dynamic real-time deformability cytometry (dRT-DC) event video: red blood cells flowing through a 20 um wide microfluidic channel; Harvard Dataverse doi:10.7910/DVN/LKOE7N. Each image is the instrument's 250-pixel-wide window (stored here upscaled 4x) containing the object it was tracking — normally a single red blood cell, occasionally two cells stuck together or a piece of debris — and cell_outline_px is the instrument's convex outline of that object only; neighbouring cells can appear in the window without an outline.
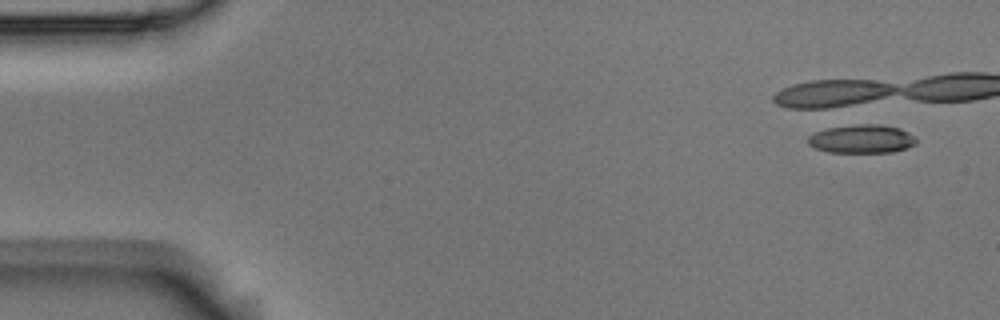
{"species": "Egyptian fruit bat (a non-hibernating species)", "species_latin": "Rousettus aegyptiacus", "temperature_condition": "room temperature", "stored_images_in_passage": 9, "camera_frame_rate_fps": 3000, "um_per_image_px": 0.085, "animal": {"sex": "male"}, "frame": {"image": 1, "passage_image": 1, "time_ms": 0.0, "image_size_px": [1000, 320], "cell_outline_px": [[916, 144], [892, 152], [828, 152], [816, 148], [808, 144], [808, 136], [816, 132], [828, 128], [856, 124], [880, 124], [900, 128], [908, 132], [916, 140]], "centroid_in_image_um": [73.24, 11.8], "position_along_channel_um": 11.8, "area_um2": 17.8}}
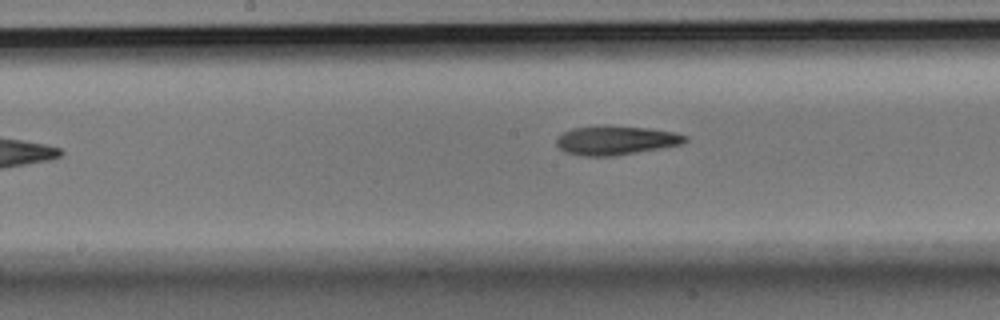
{"frame": {"image": 2, "passage_image": 9, "time_ms": 2.667, "image_size_px": [1000, 320], "cell_outline_px": [[688, 140], [684, 144], [612, 156], [584, 156], [564, 152], [556, 144], [556, 140], [564, 132], [572, 128], [600, 124], [648, 128], [672, 132], [688, 136]], "centroid_in_image_um": [52.34, 11.91], "position_along_channel_um": 195.9, "area_um2": 21.91}}